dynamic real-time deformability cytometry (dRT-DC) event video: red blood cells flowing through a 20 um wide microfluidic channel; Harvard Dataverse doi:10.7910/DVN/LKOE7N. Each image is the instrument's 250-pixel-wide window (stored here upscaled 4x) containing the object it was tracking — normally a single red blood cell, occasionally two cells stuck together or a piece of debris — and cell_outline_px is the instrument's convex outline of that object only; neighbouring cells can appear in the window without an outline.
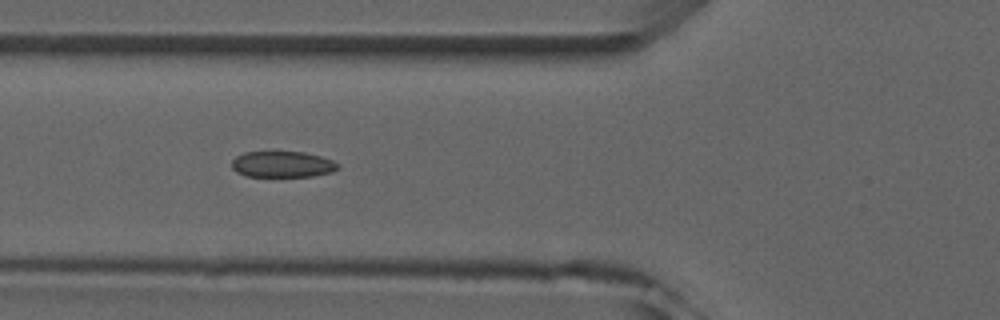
{"species": "common noctule bat (a hibernating species)", "species_latin": "Nyctalus noctula", "temperature_condition": "room temperature", "stored_images_in_passage": 5, "camera_frame_rate_fps": 3000, "um_per_image_px": 0.085, "animal": {"sex": "male", "forearm_length_mm": 52.5}, "frame": {"image": 1, "passage_image": 4, "time_ms": 4.0, "image_size_px": [1000, 320], "cell_outline_px": [[340, 168], [332, 172], [312, 176], [244, 176], [236, 172], [232, 168], [232, 160], [236, 156], [244, 152], [304, 152], [320, 156], [332, 160], [340, 164]], "centroid_in_image_um": [24.01, 13.97], "position_along_channel_um": 101.8, "area_um2": 16.18}}
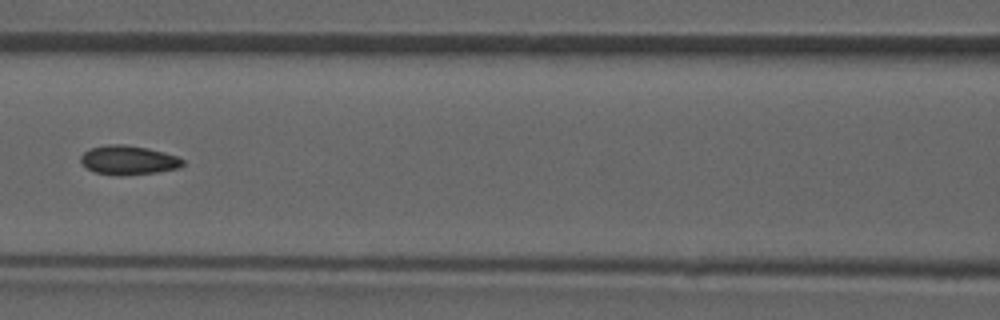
{"frame": {"image": 2, "passage_image": 5, "time_ms": 5.333, "image_size_px": [1000, 320], "cell_outline_px": [[184, 164], [180, 168], [156, 172], [120, 176], [116, 176], [96, 172], [88, 168], [80, 160], [80, 156], [84, 152], [92, 148], [108, 144], [124, 144], [148, 148], [164, 152], [176, 156], [184, 160]], "centroid_in_image_um": [10.94, 13.61], "position_along_channel_um": 155.7, "area_um2": 17.28}}